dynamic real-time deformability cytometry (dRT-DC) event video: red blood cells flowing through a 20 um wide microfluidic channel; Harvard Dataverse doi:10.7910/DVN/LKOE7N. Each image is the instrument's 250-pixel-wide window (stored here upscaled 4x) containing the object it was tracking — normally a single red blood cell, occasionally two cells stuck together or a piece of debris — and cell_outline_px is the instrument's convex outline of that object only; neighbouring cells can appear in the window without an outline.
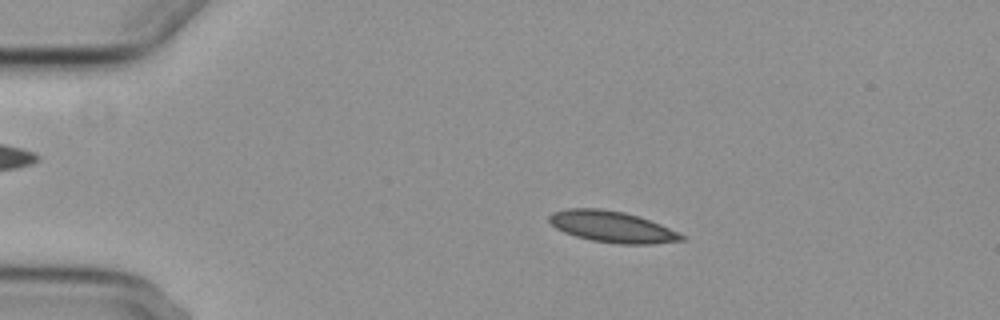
{"species": "common noctule bat (a hibernating species)", "species_latin": "Nyctalus noctula", "temperature_condition": "cold", "stored_images_in_passage": 6, "camera_frame_rate_fps": 3000, "um_per_image_px": 0.085, "animal": {"sex": "female", "body_mass_g": 29.2, "forearm_length_mm": 56.3}, "frame": {"image": 1, "passage_image": 3, "time_ms": 2.333, "image_size_px": [1000, 320], "cell_outline_px": [[688, 240], [652, 244], [620, 244], [592, 240], [576, 236], [564, 232], [556, 228], [548, 220], [548, 216], [552, 212], [564, 208], [600, 208], [624, 212], [640, 216], [660, 224], [688, 236]], "centroid_in_image_um": [52.07, 19.27], "position_along_channel_um": 32.9, "area_um2": 24.39}}
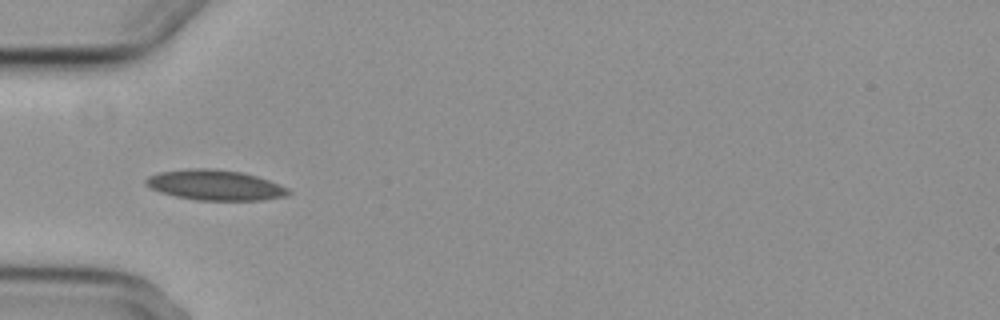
{"frame": {"image": 2, "passage_image": 5, "time_ms": 4.667, "image_size_px": [1000, 320], "cell_outline_px": [[292, 192], [288, 196], [264, 200], [196, 200], [176, 196], [160, 192], [144, 184], [144, 180], [148, 176], [160, 172], [192, 168], [216, 168], [240, 172], [256, 176], [280, 184], [288, 188]], "centroid_in_image_um": [18.3, 15.73], "position_along_channel_um": 66.7, "area_um2": 25.26}}
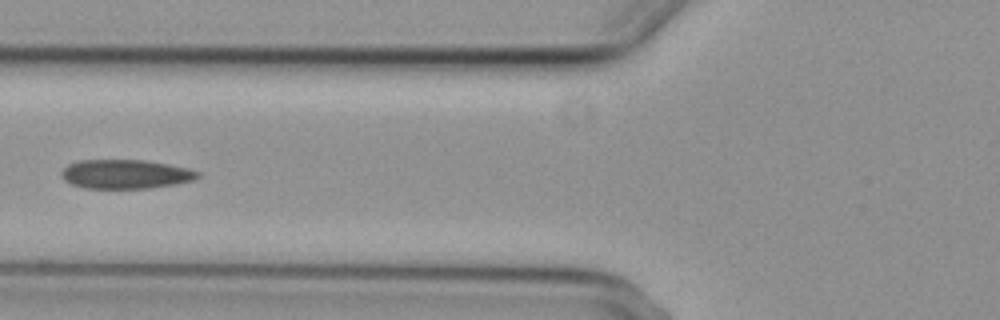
{"frame": {"image": 3, "passage_image": 6, "time_ms": 6.0, "image_size_px": [1000, 320], "cell_outline_px": [[200, 176], [196, 180], [176, 184], [148, 188], [84, 188], [72, 184], [64, 180], [60, 176], [60, 172], [68, 164], [80, 160], [144, 160], [168, 164], [188, 168], [200, 172]], "centroid_in_image_um": [10.68, 14.8], "position_along_channel_um": 115.1, "area_um2": 23.24}}